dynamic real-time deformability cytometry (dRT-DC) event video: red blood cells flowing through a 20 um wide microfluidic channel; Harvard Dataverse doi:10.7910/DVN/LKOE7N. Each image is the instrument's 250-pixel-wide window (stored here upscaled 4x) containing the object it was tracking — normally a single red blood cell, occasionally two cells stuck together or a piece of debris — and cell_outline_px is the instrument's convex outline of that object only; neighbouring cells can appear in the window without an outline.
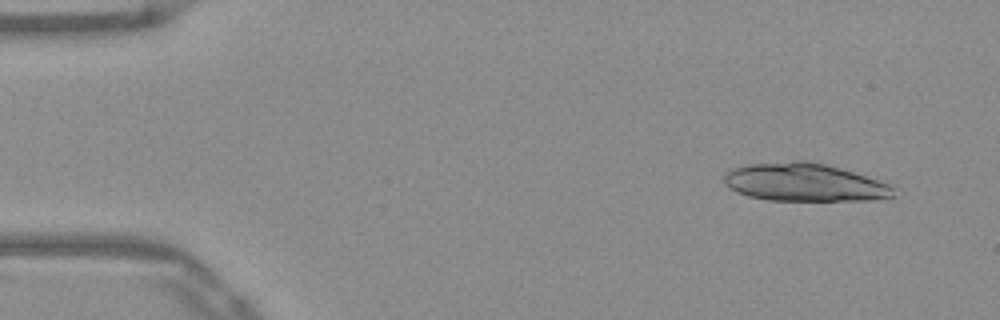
{"species": "Egyptian fruit bat (a non-hibernating species)", "species_latin": "Rousettus aegyptiacus", "temperature_condition": "warm", "stored_images_in_passage": 51, "camera_frame_rate_fps": 3000, "um_per_image_px": 0.085, "frame": {"image": 1, "passage_image": 4, "time_ms": 1.0, "image_size_px": [1000, 320], "cell_outline_px": [[896, 188], [892, 196], [876, 200], [768, 200], [748, 196], [736, 192], [724, 184], [724, 176], [732, 168], [744, 164], [792, 160], [808, 160], [840, 168], [888, 184]], "centroid_in_image_um": [68.32, 15.49], "position_along_channel_um": 16.7, "area_um2": 37.51}}
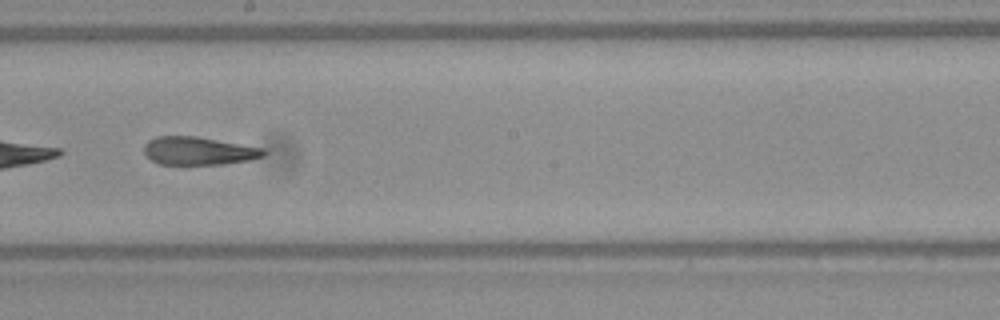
{"frame": {"image": 2, "passage_image": 29, "time_ms": 9.333, "image_size_px": [1000, 320], "cell_outline_px": [[268, 152], [264, 156], [252, 160], [224, 164], [160, 164], [152, 160], [144, 152], [144, 144], [148, 140], [156, 136], [196, 136], [264, 148]], "centroid_in_image_um": [16.91, 12.82], "position_along_channel_um": 231.3, "area_um2": 19.65}}
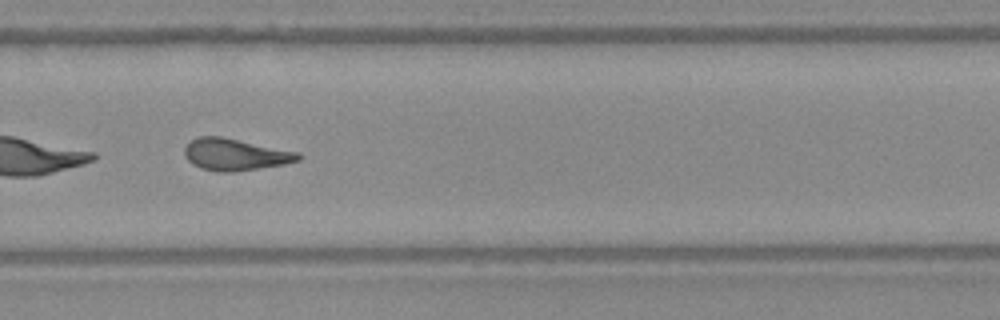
{"frame": {"image": 3, "passage_image": 35, "time_ms": 11.333, "image_size_px": [1000, 320], "cell_outline_px": [[304, 156], [300, 160], [284, 164], [232, 172], [216, 172], [192, 164], [184, 156], [184, 148], [196, 136], [220, 136], [300, 152]], "centroid_in_image_um": [20.01, 13.13], "position_along_channel_um": 309.8, "area_um2": 21.1}, "authors_computed_cell_mechanics": {"area_um2": 21.2126, "velocity_mm_per_s": 3.9346, "shape_relaxation_time_tau1_ms": 10.9636, "shape_relaxation_time_tau2_ms": 3.2224, "deformation_change_tau1": 0.2834, "deformation_change_tau2": 0.1423}}